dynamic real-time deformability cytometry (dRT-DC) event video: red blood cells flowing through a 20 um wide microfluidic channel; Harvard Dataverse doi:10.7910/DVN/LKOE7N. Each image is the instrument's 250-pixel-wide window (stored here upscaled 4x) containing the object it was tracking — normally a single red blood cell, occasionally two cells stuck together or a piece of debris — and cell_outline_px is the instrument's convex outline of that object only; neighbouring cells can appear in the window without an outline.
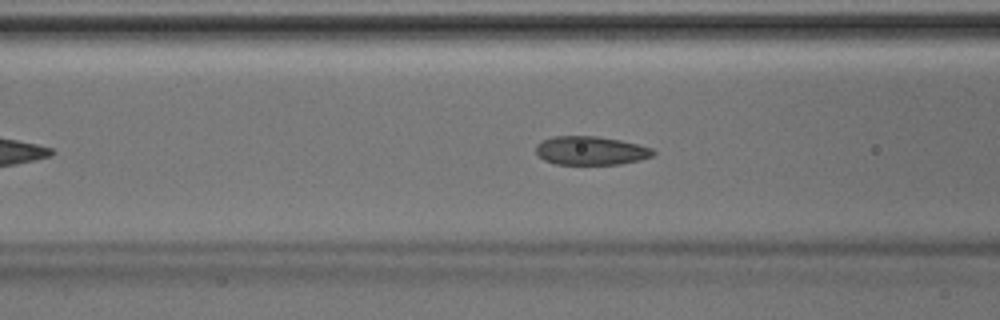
{"species": "Egyptian fruit bat (a non-hibernating species)", "species_latin": "Rousettus aegyptiacus", "temperature_condition": "room temperature", "stored_images_in_passage": 41, "camera_frame_rate_fps": 3000, "um_per_image_px": 0.085, "animal": {"sex": "male"}, "frame": {"image": 1, "passage_image": 12, "time_ms": 3.667, "image_size_px": [1000, 320], "cell_outline_px": [[656, 152], [652, 156], [640, 160], [620, 164], [556, 164], [544, 160], [536, 152], [536, 144], [552, 136], [600, 136], [620, 140], [652, 148]], "centroid_in_image_um": [50.22, 12.8], "position_along_channel_um": 116.4, "area_um2": 19.54}}
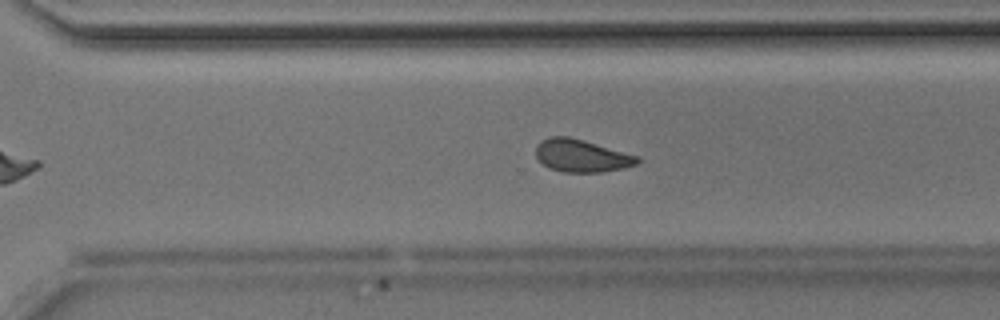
{"frame": {"image": 2, "passage_image": 26, "time_ms": 8.333, "image_size_px": [1000, 320], "cell_outline_px": [[640, 160], [636, 164], [624, 168], [600, 172], [564, 172], [548, 168], [536, 156], [536, 144], [540, 140], [548, 136], [568, 136], [584, 140], [640, 156]], "centroid_in_image_um": [49.42, 13.22], "position_along_channel_um": 321.2, "area_um2": 19.42}}
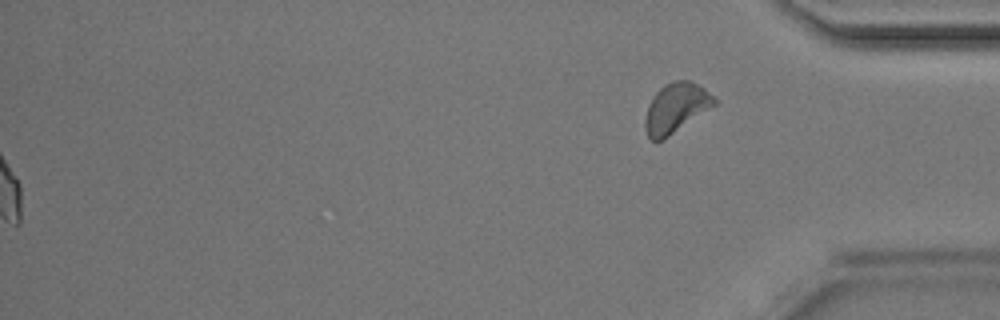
{"frame": {"image": 3, "passage_image": 41, "time_ms": 13.333, "image_size_px": [1000, 320], "cell_outline_px": [[720, 100], [716, 104], [664, 140], [652, 140], [648, 136], [644, 128], [644, 120], [648, 104], [656, 92], [664, 84], [676, 80], [688, 80], [704, 88]], "centroid_in_image_um": [57.45, 9.18], "position_along_channel_um": 377.7, "area_um2": 20.11}}